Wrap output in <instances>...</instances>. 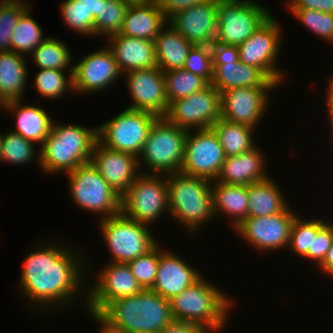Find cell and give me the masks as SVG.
<instances>
[{
	"instance_id": "1",
	"label": "cell",
	"mask_w": 333,
	"mask_h": 333,
	"mask_svg": "<svg viewBox=\"0 0 333 333\" xmlns=\"http://www.w3.org/2000/svg\"><path fill=\"white\" fill-rule=\"evenodd\" d=\"M44 242L41 243L40 249L39 247L37 250L34 249L23 260L19 283L24 298L28 299L27 303L31 302L37 309L41 306L40 310L43 308L44 312L45 309L51 312V307L52 310L61 307L60 305L66 308L83 296L86 298L82 304L86 306L88 300L86 271L89 263L86 265L84 256H81L80 252L78 254L69 244L66 246L61 242L59 244V241Z\"/></svg>"
},
{
	"instance_id": "2",
	"label": "cell",
	"mask_w": 333,
	"mask_h": 333,
	"mask_svg": "<svg viewBox=\"0 0 333 333\" xmlns=\"http://www.w3.org/2000/svg\"><path fill=\"white\" fill-rule=\"evenodd\" d=\"M98 141V126L80 124H57L43 142L40 150V169L44 173H68L79 165L91 161Z\"/></svg>"
},
{
	"instance_id": "3",
	"label": "cell",
	"mask_w": 333,
	"mask_h": 333,
	"mask_svg": "<svg viewBox=\"0 0 333 333\" xmlns=\"http://www.w3.org/2000/svg\"><path fill=\"white\" fill-rule=\"evenodd\" d=\"M99 314L127 333H160L174 320L170 300L151 289L113 300Z\"/></svg>"
},
{
	"instance_id": "4",
	"label": "cell",
	"mask_w": 333,
	"mask_h": 333,
	"mask_svg": "<svg viewBox=\"0 0 333 333\" xmlns=\"http://www.w3.org/2000/svg\"><path fill=\"white\" fill-rule=\"evenodd\" d=\"M203 276L170 300L176 320L194 323L206 333L222 331L234 302Z\"/></svg>"
},
{
	"instance_id": "5",
	"label": "cell",
	"mask_w": 333,
	"mask_h": 333,
	"mask_svg": "<svg viewBox=\"0 0 333 333\" xmlns=\"http://www.w3.org/2000/svg\"><path fill=\"white\" fill-rule=\"evenodd\" d=\"M169 216L188 232L196 234L203 224L214 219L211 183L207 179L181 172L167 175Z\"/></svg>"
},
{
	"instance_id": "6",
	"label": "cell",
	"mask_w": 333,
	"mask_h": 333,
	"mask_svg": "<svg viewBox=\"0 0 333 333\" xmlns=\"http://www.w3.org/2000/svg\"><path fill=\"white\" fill-rule=\"evenodd\" d=\"M187 130L158 117L151 126L148 138L138 156L139 167L145 164V174H171L180 172ZM142 162V163H141Z\"/></svg>"
},
{
	"instance_id": "7",
	"label": "cell",
	"mask_w": 333,
	"mask_h": 333,
	"mask_svg": "<svg viewBox=\"0 0 333 333\" xmlns=\"http://www.w3.org/2000/svg\"><path fill=\"white\" fill-rule=\"evenodd\" d=\"M66 174L70 197L79 208L100 215L99 219L121 213V196L102 178L91 161Z\"/></svg>"
},
{
	"instance_id": "8",
	"label": "cell",
	"mask_w": 333,
	"mask_h": 333,
	"mask_svg": "<svg viewBox=\"0 0 333 333\" xmlns=\"http://www.w3.org/2000/svg\"><path fill=\"white\" fill-rule=\"evenodd\" d=\"M99 231L112 258L111 263H129L146 254L156 244L150 225L125 217L122 213L98 221Z\"/></svg>"
},
{
	"instance_id": "9",
	"label": "cell",
	"mask_w": 333,
	"mask_h": 333,
	"mask_svg": "<svg viewBox=\"0 0 333 333\" xmlns=\"http://www.w3.org/2000/svg\"><path fill=\"white\" fill-rule=\"evenodd\" d=\"M166 212L169 214L167 175L141 173L121 196V213L139 223L151 226Z\"/></svg>"
},
{
	"instance_id": "10",
	"label": "cell",
	"mask_w": 333,
	"mask_h": 333,
	"mask_svg": "<svg viewBox=\"0 0 333 333\" xmlns=\"http://www.w3.org/2000/svg\"><path fill=\"white\" fill-rule=\"evenodd\" d=\"M157 118L148 111L123 109L98 126V141L109 149L138 157Z\"/></svg>"
},
{
	"instance_id": "11",
	"label": "cell",
	"mask_w": 333,
	"mask_h": 333,
	"mask_svg": "<svg viewBox=\"0 0 333 333\" xmlns=\"http://www.w3.org/2000/svg\"><path fill=\"white\" fill-rule=\"evenodd\" d=\"M254 0H218V25L214 42L239 46L272 14Z\"/></svg>"
},
{
	"instance_id": "12",
	"label": "cell",
	"mask_w": 333,
	"mask_h": 333,
	"mask_svg": "<svg viewBox=\"0 0 333 333\" xmlns=\"http://www.w3.org/2000/svg\"><path fill=\"white\" fill-rule=\"evenodd\" d=\"M282 35L280 24L271 15L238 46L239 62L260 69L270 80L282 84L284 73L276 67Z\"/></svg>"
},
{
	"instance_id": "13",
	"label": "cell",
	"mask_w": 333,
	"mask_h": 333,
	"mask_svg": "<svg viewBox=\"0 0 333 333\" xmlns=\"http://www.w3.org/2000/svg\"><path fill=\"white\" fill-rule=\"evenodd\" d=\"M164 117L187 131L209 129L221 118L220 92L209 84L202 91L172 101Z\"/></svg>"
},
{
	"instance_id": "14",
	"label": "cell",
	"mask_w": 333,
	"mask_h": 333,
	"mask_svg": "<svg viewBox=\"0 0 333 333\" xmlns=\"http://www.w3.org/2000/svg\"><path fill=\"white\" fill-rule=\"evenodd\" d=\"M289 207L275 215L246 218L234 230L256 251L269 253L287 249L291 226L298 215Z\"/></svg>"
},
{
	"instance_id": "15",
	"label": "cell",
	"mask_w": 333,
	"mask_h": 333,
	"mask_svg": "<svg viewBox=\"0 0 333 333\" xmlns=\"http://www.w3.org/2000/svg\"><path fill=\"white\" fill-rule=\"evenodd\" d=\"M225 159L222 145L211 128L188 131L180 172L213 182Z\"/></svg>"
},
{
	"instance_id": "16",
	"label": "cell",
	"mask_w": 333,
	"mask_h": 333,
	"mask_svg": "<svg viewBox=\"0 0 333 333\" xmlns=\"http://www.w3.org/2000/svg\"><path fill=\"white\" fill-rule=\"evenodd\" d=\"M96 277L93 285L88 284L86 311L100 313L111 301L134 296L143 290L126 263L109 262Z\"/></svg>"
},
{
	"instance_id": "17",
	"label": "cell",
	"mask_w": 333,
	"mask_h": 333,
	"mask_svg": "<svg viewBox=\"0 0 333 333\" xmlns=\"http://www.w3.org/2000/svg\"><path fill=\"white\" fill-rule=\"evenodd\" d=\"M276 88L242 87L220 92L221 118L257 128L269 109L271 99L268 92Z\"/></svg>"
},
{
	"instance_id": "18",
	"label": "cell",
	"mask_w": 333,
	"mask_h": 333,
	"mask_svg": "<svg viewBox=\"0 0 333 333\" xmlns=\"http://www.w3.org/2000/svg\"><path fill=\"white\" fill-rule=\"evenodd\" d=\"M122 76L113 53L105 45L83 56L73 65V92L92 94L107 90V87Z\"/></svg>"
},
{
	"instance_id": "19",
	"label": "cell",
	"mask_w": 333,
	"mask_h": 333,
	"mask_svg": "<svg viewBox=\"0 0 333 333\" xmlns=\"http://www.w3.org/2000/svg\"><path fill=\"white\" fill-rule=\"evenodd\" d=\"M132 102L126 108L143 110L164 117L169 109L165 94L164 73L158 67L133 70L123 74Z\"/></svg>"
},
{
	"instance_id": "20",
	"label": "cell",
	"mask_w": 333,
	"mask_h": 333,
	"mask_svg": "<svg viewBox=\"0 0 333 333\" xmlns=\"http://www.w3.org/2000/svg\"><path fill=\"white\" fill-rule=\"evenodd\" d=\"M92 164L102 178L122 196L129 186L144 173L139 167L138 157L126 152L115 151L96 142L91 156Z\"/></svg>"
},
{
	"instance_id": "21",
	"label": "cell",
	"mask_w": 333,
	"mask_h": 333,
	"mask_svg": "<svg viewBox=\"0 0 333 333\" xmlns=\"http://www.w3.org/2000/svg\"><path fill=\"white\" fill-rule=\"evenodd\" d=\"M218 0L194 5L173 15L168 24L193 45H212L217 35Z\"/></svg>"
},
{
	"instance_id": "22",
	"label": "cell",
	"mask_w": 333,
	"mask_h": 333,
	"mask_svg": "<svg viewBox=\"0 0 333 333\" xmlns=\"http://www.w3.org/2000/svg\"><path fill=\"white\" fill-rule=\"evenodd\" d=\"M159 245V265L157 277L151 290L171 300L194 284L203 275L176 253L162 250Z\"/></svg>"
},
{
	"instance_id": "23",
	"label": "cell",
	"mask_w": 333,
	"mask_h": 333,
	"mask_svg": "<svg viewBox=\"0 0 333 333\" xmlns=\"http://www.w3.org/2000/svg\"><path fill=\"white\" fill-rule=\"evenodd\" d=\"M121 74L157 67L154 41L113 34L107 38Z\"/></svg>"
},
{
	"instance_id": "24",
	"label": "cell",
	"mask_w": 333,
	"mask_h": 333,
	"mask_svg": "<svg viewBox=\"0 0 333 333\" xmlns=\"http://www.w3.org/2000/svg\"><path fill=\"white\" fill-rule=\"evenodd\" d=\"M266 160L262 150L255 146L240 155L228 156L223 162L217 182L246 185L268 179Z\"/></svg>"
},
{
	"instance_id": "25",
	"label": "cell",
	"mask_w": 333,
	"mask_h": 333,
	"mask_svg": "<svg viewBox=\"0 0 333 333\" xmlns=\"http://www.w3.org/2000/svg\"><path fill=\"white\" fill-rule=\"evenodd\" d=\"M22 100L6 102L0 110L6 109L10 115H14L13 118L16 117V128L11 132L42 146L52 130L54 120L41 106L25 105Z\"/></svg>"
},
{
	"instance_id": "26",
	"label": "cell",
	"mask_w": 333,
	"mask_h": 333,
	"mask_svg": "<svg viewBox=\"0 0 333 333\" xmlns=\"http://www.w3.org/2000/svg\"><path fill=\"white\" fill-rule=\"evenodd\" d=\"M167 24V18L154 1L130 4L119 34L154 41Z\"/></svg>"
},
{
	"instance_id": "27",
	"label": "cell",
	"mask_w": 333,
	"mask_h": 333,
	"mask_svg": "<svg viewBox=\"0 0 333 333\" xmlns=\"http://www.w3.org/2000/svg\"><path fill=\"white\" fill-rule=\"evenodd\" d=\"M217 91L224 92L232 88L242 87H279L260 69L238 63L213 65V77L210 83Z\"/></svg>"
},
{
	"instance_id": "28",
	"label": "cell",
	"mask_w": 333,
	"mask_h": 333,
	"mask_svg": "<svg viewBox=\"0 0 333 333\" xmlns=\"http://www.w3.org/2000/svg\"><path fill=\"white\" fill-rule=\"evenodd\" d=\"M213 183H211V191L214 216L218 217L220 214L229 216L230 226L233 227L230 228L235 229L248 217V186L225 184L216 180Z\"/></svg>"
},
{
	"instance_id": "29",
	"label": "cell",
	"mask_w": 333,
	"mask_h": 333,
	"mask_svg": "<svg viewBox=\"0 0 333 333\" xmlns=\"http://www.w3.org/2000/svg\"><path fill=\"white\" fill-rule=\"evenodd\" d=\"M26 56L13 51L0 52V107L24 97L28 67Z\"/></svg>"
},
{
	"instance_id": "30",
	"label": "cell",
	"mask_w": 333,
	"mask_h": 333,
	"mask_svg": "<svg viewBox=\"0 0 333 333\" xmlns=\"http://www.w3.org/2000/svg\"><path fill=\"white\" fill-rule=\"evenodd\" d=\"M154 44L157 67L163 72L183 69L188 53L194 46L169 24L159 32Z\"/></svg>"
},
{
	"instance_id": "31",
	"label": "cell",
	"mask_w": 333,
	"mask_h": 333,
	"mask_svg": "<svg viewBox=\"0 0 333 333\" xmlns=\"http://www.w3.org/2000/svg\"><path fill=\"white\" fill-rule=\"evenodd\" d=\"M279 184L271 176L248 185V217H265L282 212L287 206Z\"/></svg>"
},
{
	"instance_id": "32",
	"label": "cell",
	"mask_w": 333,
	"mask_h": 333,
	"mask_svg": "<svg viewBox=\"0 0 333 333\" xmlns=\"http://www.w3.org/2000/svg\"><path fill=\"white\" fill-rule=\"evenodd\" d=\"M211 129L217 135L226 157L240 155L254 148L255 129L220 118Z\"/></svg>"
},
{
	"instance_id": "33",
	"label": "cell",
	"mask_w": 333,
	"mask_h": 333,
	"mask_svg": "<svg viewBox=\"0 0 333 333\" xmlns=\"http://www.w3.org/2000/svg\"><path fill=\"white\" fill-rule=\"evenodd\" d=\"M61 39L48 36L32 53L31 62L39 69H58L73 73L72 52ZM66 44V45H65ZM69 67V68H68Z\"/></svg>"
},
{
	"instance_id": "34",
	"label": "cell",
	"mask_w": 333,
	"mask_h": 333,
	"mask_svg": "<svg viewBox=\"0 0 333 333\" xmlns=\"http://www.w3.org/2000/svg\"><path fill=\"white\" fill-rule=\"evenodd\" d=\"M31 8L32 5L20 16L10 38V51L25 56L48 38L43 36L41 26L31 17Z\"/></svg>"
},
{
	"instance_id": "35",
	"label": "cell",
	"mask_w": 333,
	"mask_h": 333,
	"mask_svg": "<svg viewBox=\"0 0 333 333\" xmlns=\"http://www.w3.org/2000/svg\"><path fill=\"white\" fill-rule=\"evenodd\" d=\"M165 80V94L169 104L172 101L186 98L193 93L202 91L209 83L202 77L185 69L163 72Z\"/></svg>"
},
{
	"instance_id": "36",
	"label": "cell",
	"mask_w": 333,
	"mask_h": 333,
	"mask_svg": "<svg viewBox=\"0 0 333 333\" xmlns=\"http://www.w3.org/2000/svg\"><path fill=\"white\" fill-rule=\"evenodd\" d=\"M67 74L58 69H39L33 83L37 95L47 100H59L70 90L73 92V73Z\"/></svg>"
},
{
	"instance_id": "37",
	"label": "cell",
	"mask_w": 333,
	"mask_h": 333,
	"mask_svg": "<svg viewBox=\"0 0 333 333\" xmlns=\"http://www.w3.org/2000/svg\"><path fill=\"white\" fill-rule=\"evenodd\" d=\"M1 142V162L14 165H25L36 157L40 167V151L37 155L34 146L36 143L28 141L21 135L15 134L11 131L2 133L0 132Z\"/></svg>"
},
{
	"instance_id": "38",
	"label": "cell",
	"mask_w": 333,
	"mask_h": 333,
	"mask_svg": "<svg viewBox=\"0 0 333 333\" xmlns=\"http://www.w3.org/2000/svg\"><path fill=\"white\" fill-rule=\"evenodd\" d=\"M129 5L125 0H101L100 16L94 21V36L108 38L120 33Z\"/></svg>"
},
{
	"instance_id": "39",
	"label": "cell",
	"mask_w": 333,
	"mask_h": 333,
	"mask_svg": "<svg viewBox=\"0 0 333 333\" xmlns=\"http://www.w3.org/2000/svg\"><path fill=\"white\" fill-rule=\"evenodd\" d=\"M327 223L323 219L303 220L297 215L290 230V241L287 249L292 253L305 257L312 250L313 236Z\"/></svg>"
},
{
	"instance_id": "40",
	"label": "cell",
	"mask_w": 333,
	"mask_h": 333,
	"mask_svg": "<svg viewBox=\"0 0 333 333\" xmlns=\"http://www.w3.org/2000/svg\"><path fill=\"white\" fill-rule=\"evenodd\" d=\"M63 24L76 31L79 35L94 36L95 18L88 13L84 4L79 0H66L60 6Z\"/></svg>"
},
{
	"instance_id": "41",
	"label": "cell",
	"mask_w": 333,
	"mask_h": 333,
	"mask_svg": "<svg viewBox=\"0 0 333 333\" xmlns=\"http://www.w3.org/2000/svg\"><path fill=\"white\" fill-rule=\"evenodd\" d=\"M295 19L312 31L317 37L333 43V13H324L312 9H288Z\"/></svg>"
},
{
	"instance_id": "42",
	"label": "cell",
	"mask_w": 333,
	"mask_h": 333,
	"mask_svg": "<svg viewBox=\"0 0 333 333\" xmlns=\"http://www.w3.org/2000/svg\"><path fill=\"white\" fill-rule=\"evenodd\" d=\"M25 0H7L0 7V52L10 51V38L20 16L29 8Z\"/></svg>"
},
{
	"instance_id": "43",
	"label": "cell",
	"mask_w": 333,
	"mask_h": 333,
	"mask_svg": "<svg viewBox=\"0 0 333 333\" xmlns=\"http://www.w3.org/2000/svg\"><path fill=\"white\" fill-rule=\"evenodd\" d=\"M131 273L143 289H151L157 277L159 265V243L146 254L127 263Z\"/></svg>"
},
{
	"instance_id": "44",
	"label": "cell",
	"mask_w": 333,
	"mask_h": 333,
	"mask_svg": "<svg viewBox=\"0 0 333 333\" xmlns=\"http://www.w3.org/2000/svg\"><path fill=\"white\" fill-rule=\"evenodd\" d=\"M183 69L204 78L210 84L213 77L211 46L194 45L188 53Z\"/></svg>"
},
{
	"instance_id": "45",
	"label": "cell",
	"mask_w": 333,
	"mask_h": 333,
	"mask_svg": "<svg viewBox=\"0 0 333 333\" xmlns=\"http://www.w3.org/2000/svg\"><path fill=\"white\" fill-rule=\"evenodd\" d=\"M333 243V222H327L318 232L313 236L312 250L304 257L306 260H313L314 264L318 267L323 263L328 250Z\"/></svg>"
},
{
	"instance_id": "46",
	"label": "cell",
	"mask_w": 333,
	"mask_h": 333,
	"mask_svg": "<svg viewBox=\"0 0 333 333\" xmlns=\"http://www.w3.org/2000/svg\"><path fill=\"white\" fill-rule=\"evenodd\" d=\"M211 46L213 65L238 63V46L213 43Z\"/></svg>"
},
{
	"instance_id": "47",
	"label": "cell",
	"mask_w": 333,
	"mask_h": 333,
	"mask_svg": "<svg viewBox=\"0 0 333 333\" xmlns=\"http://www.w3.org/2000/svg\"><path fill=\"white\" fill-rule=\"evenodd\" d=\"M207 1L209 0H154V3L169 20L176 13Z\"/></svg>"
},
{
	"instance_id": "48",
	"label": "cell",
	"mask_w": 333,
	"mask_h": 333,
	"mask_svg": "<svg viewBox=\"0 0 333 333\" xmlns=\"http://www.w3.org/2000/svg\"><path fill=\"white\" fill-rule=\"evenodd\" d=\"M288 9H312L324 13H333V0H292Z\"/></svg>"
},
{
	"instance_id": "49",
	"label": "cell",
	"mask_w": 333,
	"mask_h": 333,
	"mask_svg": "<svg viewBox=\"0 0 333 333\" xmlns=\"http://www.w3.org/2000/svg\"><path fill=\"white\" fill-rule=\"evenodd\" d=\"M160 333H206L199 326L191 322L174 319L163 328Z\"/></svg>"
},
{
	"instance_id": "50",
	"label": "cell",
	"mask_w": 333,
	"mask_h": 333,
	"mask_svg": "<svg viewBox=\"0 0 333 333\" xmlns=\"http://www.w3.org/2000/svg\"><path fill=\"white\" fill-rule=\"evenodd\" d=\"M89 313V316L93 320H95L97 323H99L98 326L100 327V333H127L123 329H119L117 327L112 326L109 322H107L99 313H94L91 311H87Z\"/></svg>"
},
{
	"instance_id": "51",
	"label": "cell",
	"mask_w": 333,
	"mask_h": 333,
	"mask_svg": "<svg viewBox=\"0 0 333 333\" xmlns=\"http://www.w3.org/2000/svg\"><path fill=\"white\" fill-rule=\"evenodd\" d=\"M327 90L325 91V98H326V107H327V116H328V121L330 123L329 126L331 130V138L333 140V88L328 84L327 85Z\"/></svg>"
},
{
	"instance_id": "52",
	"label": "cell",
	"mask_w": 333,
	"mask_h": 333,
	"mask_svg": "<svg viewBox=\"0 0 333 333\" xmlns=\"http://www.w3.org/2000/svg\"><path fill=\"white\" fill-rule=\"evenodd\" d=\"M320 271L329 277L333 278V243L330 249L327 252V255L323 261V263L318 267Z\"/></svg>"
},
{
	"instance_id": "53",
	"label": "cell",
	"mask_w": 333,
	"mask_h": 333,
	"mask_svg": "<svg viewBox=\"0 0 333 333\" xmlns=\"http://www.w3.org/2000/svg\"><path fill=\"white\" fill-rule=\"evenodd\" d=\"M95 19L100 16L101 0H79Z\"/></svg>"
},
{
	"instance_id": "54",
	"label": "cell",
	"mask_w": 333,
	"mask_h": 333,
	"mask_svg": "<svg viewBox=\"0 0 333 333\" xmlns=\"http://www.w3.org/2000/svg\"><path fill=\"white\" fill-rule=\"evenodd\" d=\"M125 1H127L129 4H138V3H148L154 0H125Z\"/></svg>"
},
{
	"instance_id": "55",
	"label": "cell",
	"mask_w": 333,
	"mask_h": 333,
	"mask_svg": "<svg viewBox=\"0 0 333 333\" xmlns=\"http://www.w3.org/2000/svg\"><path fill=\"white\" fill-rule=\"evenodd\" d=\"M327 84H329L333 88V74L332 76L328 79Z\"/></svg>"
},
{
	"instance_id": "56",
	"label": "cell",
	"mask_w": 333,
	"mask_h": 333,
	"mask_svg": "<svg viewBox=\"0 0 333 333\" xmlns=\"http://www.w3.org/2000/svg\"><path fill=\"white\" fill-rule=\"evenodd\" d=\"M0 163H1V142H0Z\"/></svg>"
},
{
	"instance_id": "57",
	"label": "cell",
	"mask_w": 333,
	"mask_h": 333,
	"mask_svg": "<svg viewBox=\"0 0 333 333\" xmlns=\"http://www.w3.org/2000/svg\"><path fill=\"white\" fill-rule=\"evenodd\" d=\"M7 0H0L1 3H5Z\"/></svg>"
}]
</instances>
